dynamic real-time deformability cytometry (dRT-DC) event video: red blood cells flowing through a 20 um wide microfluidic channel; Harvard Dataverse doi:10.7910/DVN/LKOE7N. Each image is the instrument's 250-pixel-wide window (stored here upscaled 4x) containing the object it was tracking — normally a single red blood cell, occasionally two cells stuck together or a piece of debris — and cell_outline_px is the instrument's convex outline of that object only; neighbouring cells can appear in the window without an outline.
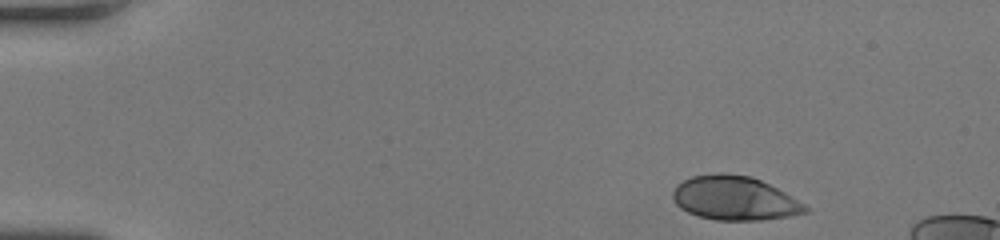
{"species": "human", "species_latin": "Homo sapiens", "temperature_condition": "room temperature", "stored_images_in_passage": 42, "camera_frame_rate_fps": 3000, "um_per_image_px": 0.085, "donor": {"sex": "female"}, "frame": {"image": 1, "passage_image": 1, "time_ms": 0.0, "image_size_px": [1000, 240], "cell_outline_px": [[808, 212], [788, 216], [764, 220], [716, 220], [700, 216], [688, 212], [680, 208], [672, 200], [672, 192], [676, 184], [692, 176], [720, 172], [724, 172], [752, 176], [784, 192], [804, 204], [808, 208]], "centroid_in_image_um": [62.4, 16.84], "position_along_channel_um": 22.6, "area_um2": 33.99}}
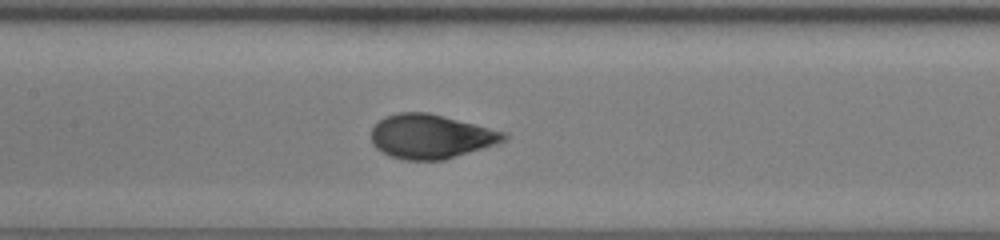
{"frame": {"image": 2, "passage_image": 19, "time_ms": 6.0, "image_size_px": [1000, 240], "cell_outline_px": [[508, 136], [504, 140], [496, 144], [444, 160], [404, 160], [388, 156], [376, 148], [372, 144], [372, 128], [384, 116], [396, 112], [428, 112], [508, 132]], "centroid_in_image_um": [36.61, 11.6], "position_along_channel_um": 170.8, "area_um2": 34.33}}
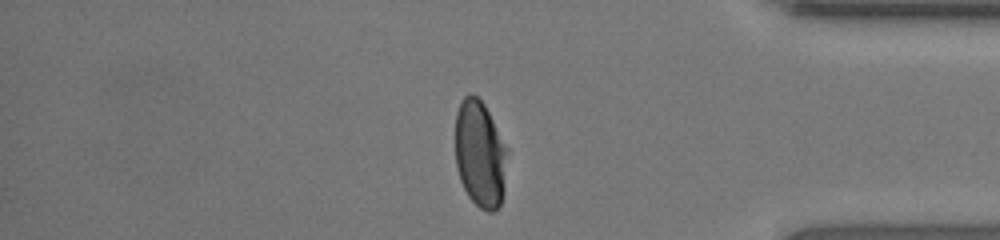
{"frame": {"image": 3, "passage_image": 36, "time_ms": 11.667, "image_size_px": [1000, 240], "cell_outline_px": [[508, 152], [504, 188], [500, 204], [492, 212], [488, 212], [480, 208], [468, 196], [460, 180], [456, 168], [456, 112], [460, 100], [468, 92], [472, 92], [484, 104], [508, 148]], "centroid_in_image_um": [40.8, 13.06], "position_along_channel_um": 394.4, "area_um2": 32.66}}